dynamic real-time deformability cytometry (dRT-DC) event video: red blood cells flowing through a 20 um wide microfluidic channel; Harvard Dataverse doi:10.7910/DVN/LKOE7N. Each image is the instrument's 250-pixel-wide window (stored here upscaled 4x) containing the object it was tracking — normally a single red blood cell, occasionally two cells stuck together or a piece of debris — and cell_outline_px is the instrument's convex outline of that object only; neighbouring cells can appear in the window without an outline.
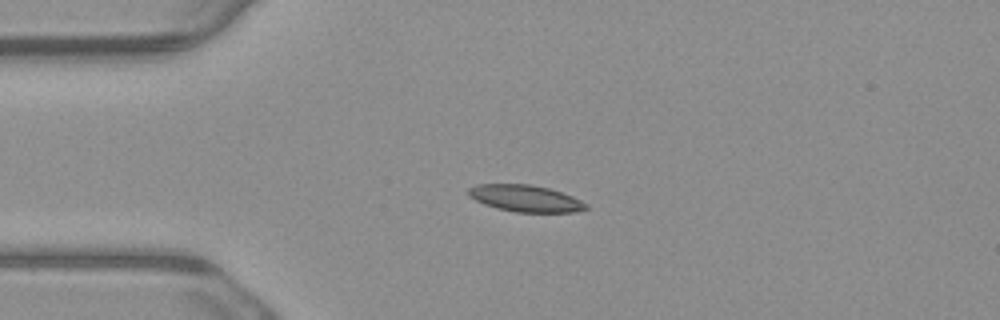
{"species": "common noctule bat (a hibernating species)", "species_latin": "Nyctalus noctula", "temperature_condition": "warm", "stored_images_in_passage": 2, "camera_frame_rate_fps": 3000, "um_per_image_px": 0.085, "animal": {"sex": "male", "body_mass_g": 23.1, "forearm_length_mm": 52.7}, "frame": {"image": 1, "passage_image": 1, "time_ms": 0.0, "image_size_px": [1000, 320], "cell_outline_px": [[588, 208], [572, 212], [516, 212], [496, 208], [484, 204], [468, 196], [468, 188], [476, 184], [532, 184], [548, 188], [572, 196], [588, 204]], "centroid_in_image_um": [44.63, 16.86], "position_along_channel_um": 40.4, "area_um2": 18.26}}